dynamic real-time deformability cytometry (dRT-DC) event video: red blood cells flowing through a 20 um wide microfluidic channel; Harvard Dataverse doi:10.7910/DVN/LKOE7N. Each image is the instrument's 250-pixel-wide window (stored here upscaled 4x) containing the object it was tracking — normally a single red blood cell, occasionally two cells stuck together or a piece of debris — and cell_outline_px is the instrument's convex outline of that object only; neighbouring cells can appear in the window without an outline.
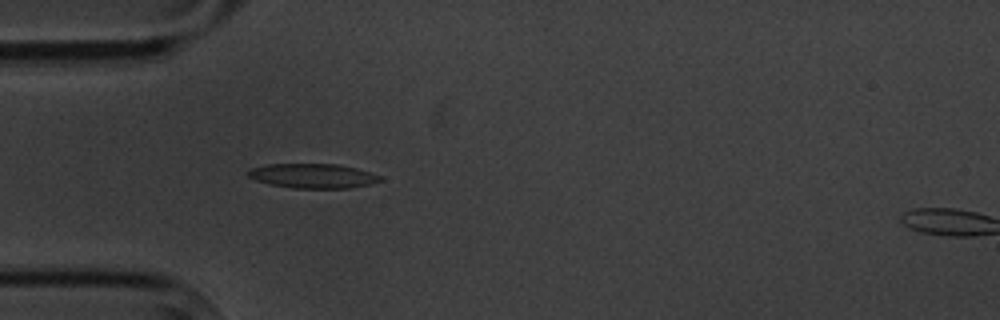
{"species": "common noctule bat (a hibernating species)", "species_latin": "Nyctalus noctula", "temperature_condition": "cold", "stored_images_in_passage": 5, "camera_frame_rate_fps": 3000, "um_per_image_px": 0.085, "animal": {"sex": "male", "body_mass_g": 20.1, "forearm_length_mm": 53.5}, "frame": {"image": 1, "passage_image": 4, "time_ms": 4.333, "image_size_px": [1000, 320], "cell_outline_px": [[384, 180], [368, 184], [348, 188], [292, 188], [268, 184], [256, 180], [248, 176], [248, 172], [252, 168], [268, 164], [336, 164], [356, 168], [380, 176]], "centroid_in_image_um": [26.58, 14.95], "position_along_channel_um": 58.4, "area_um2": 18.67}}